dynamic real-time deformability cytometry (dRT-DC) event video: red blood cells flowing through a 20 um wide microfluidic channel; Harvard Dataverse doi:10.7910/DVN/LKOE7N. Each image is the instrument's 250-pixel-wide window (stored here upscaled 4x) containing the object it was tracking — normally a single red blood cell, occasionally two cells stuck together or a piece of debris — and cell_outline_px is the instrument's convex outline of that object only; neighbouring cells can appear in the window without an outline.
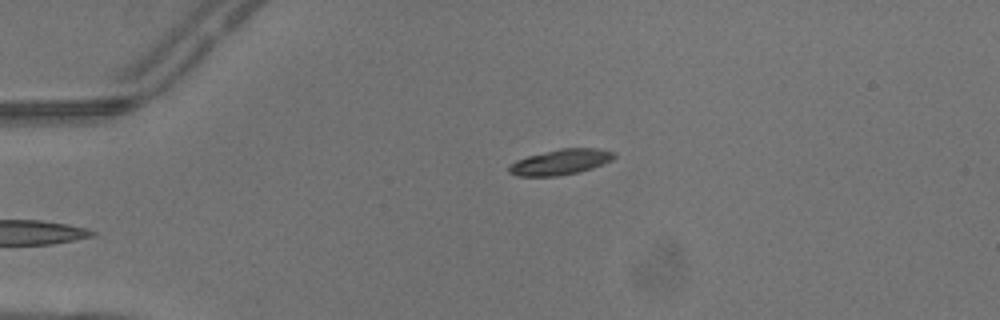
{"species": "common noctule bat (a hibernating species)", "species_latin": "Nyctalus noctula", "temperature_condition": "warm", "stored_images_in_passage": 3, "camera_frame_rate_fps": 3000, "um_per_image_px": 0.085, "animal": {"sex": "male", "body_mass_g": 13.3}, "frame": {"image": 1, "passage_image": 3, "time_ms": 0.667, "image_size_px": [1000, 320], "cell_outline_px": [[616, 156], [612, 160], [604, 164], [592, 168], [576, 172], [556, 176], [520, 176], [508, 172], [508, 168], [516, 160], [528, 156], [560, 148], [596, 148], [616, 152]], "centroid_in_image_um": [47.68, 13.76], "position_along_channel_um": 37.3, "area_um2": 15.49}}